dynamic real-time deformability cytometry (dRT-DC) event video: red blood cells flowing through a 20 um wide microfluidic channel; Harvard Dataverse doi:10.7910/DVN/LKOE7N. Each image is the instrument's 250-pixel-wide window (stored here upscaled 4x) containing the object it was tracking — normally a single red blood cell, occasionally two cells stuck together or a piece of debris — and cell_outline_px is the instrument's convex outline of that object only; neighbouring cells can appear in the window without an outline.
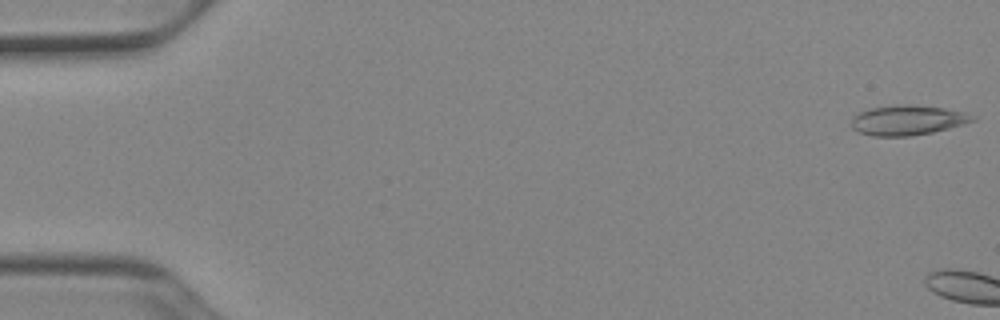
{"species": "Egyptian fruit bat (a non-hibernating species)", "species_latin": "Rousettus aegyptiacus", "temperature_condition": "cold", "stored_images_in_passage": 4, "camera_frame_rate_fps": 3000, "um_per_image_px": 0.085, "animal": {"sex": "female"}, "frame": {"image": 1, "passage_image": 1, "time_ms": 0.0, "image_size_px": [1000, 320], "cell_outline_px": [[976, 120], [964, 124], [932, 132], [912, 136], [872, 136], [860, 132], [852, 128], [852, 116], [868, 108], [896, 104], [916, 104], [944, 108], [964, 112], [976, 116]], "centroid_in_image_um": [77.14, 10.2], "position_along_channel_um": 7.9, "area_um2": 21.33}}